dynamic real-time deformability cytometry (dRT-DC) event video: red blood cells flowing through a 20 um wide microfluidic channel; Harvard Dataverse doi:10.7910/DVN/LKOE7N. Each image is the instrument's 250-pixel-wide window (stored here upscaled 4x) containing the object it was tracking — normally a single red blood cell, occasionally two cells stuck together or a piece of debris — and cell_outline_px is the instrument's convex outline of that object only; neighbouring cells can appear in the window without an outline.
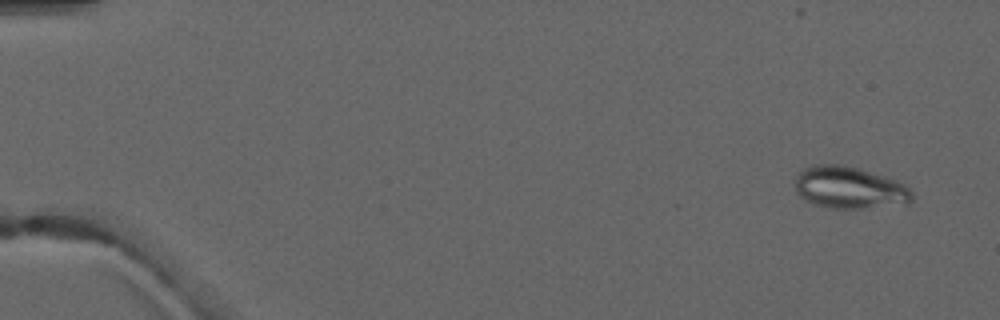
{"species": "common noctule bat (a hibernating species)", "species_latin": "Nyctalus noctula", "temperature_condition": "warm", "stored_images_in_passage": 4, "camera_frame_rate_fps": 3000, "um_per_image_px": 0.085, "animal": {"sex": "male", "forearm_length_mm": 52.5}, "frame": {"image": 1, "passage_image": 1, "time_ms": 0.0, "image_size_px": [1000, 320], "cell_outline_px": [[912, 200], [908, 204], [864, 208], [828, 208], [812, 204], [800, 196], [796, 192], [796, 176], [804, 168], [812, 164], [840, 164], [888, 176], [904, 184], [912, 192]], "centroid_in_image_um": [72.21, 15.95], "position_along_channel_um": 12.8, "area_um2": 28.84}}